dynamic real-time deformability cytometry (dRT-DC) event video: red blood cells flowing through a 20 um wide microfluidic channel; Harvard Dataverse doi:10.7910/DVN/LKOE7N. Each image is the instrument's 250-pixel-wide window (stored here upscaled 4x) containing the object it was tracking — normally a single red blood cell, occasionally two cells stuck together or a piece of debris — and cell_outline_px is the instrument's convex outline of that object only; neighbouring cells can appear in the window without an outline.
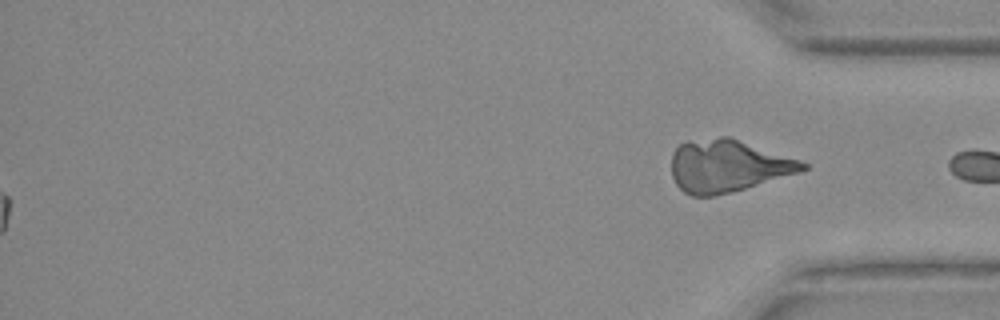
{"species": "Egyptian fruit bat (a non-hibernating species)", "species_latin": "Rousettus aegyptiacus", "temperature_condition": "warm", "stored_images_in_passage": 43, "segment_of_instrument_passage": [2, 2], "camera_frame_rate_fps": 3000, "um_per_image_px": 0.085, "animal": {"sex": "female"}, "frame": {"image": 1, "passage_image": 43, "time_ms": 14.0, "image_size_px": [1000, 320], "cell_outline_px": [[808, 168], [800, 172], [732, 192], [716, 196], [692, 196], [684, 192], [676, 184], [672, 176], [672, 152], [680, 144], [688, 140], [720, 136], [728, 136], [800, 160], [808, 164]], "centroid_in_image_um": [61.84, 14.1], "position_along_channel_um": 373.4, "area_um2": 40.06}}